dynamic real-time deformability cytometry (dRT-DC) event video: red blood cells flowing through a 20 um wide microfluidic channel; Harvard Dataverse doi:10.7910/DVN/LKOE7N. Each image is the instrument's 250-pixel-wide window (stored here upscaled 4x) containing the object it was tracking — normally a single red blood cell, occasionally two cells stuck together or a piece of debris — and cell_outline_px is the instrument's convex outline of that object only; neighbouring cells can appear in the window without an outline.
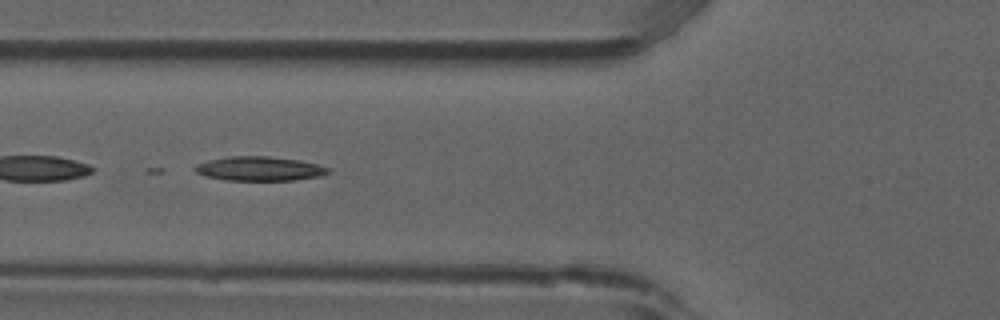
{"species": "common noctule bat (a hibernating species)", "species_latin": "Nyctalus noctula", "temperature_condition": "room temperature", "stored_images_in_passage": 6, "camera_frame_rate_fps": 3000, "um_per_image_px": 0.085, "animal": {"sex": "male", "forearm_length_mm": 52.5}, "frame": {"image": 1, "passage_image": 6, "time_ms": 1.667, "image_size_px": [1000, 320], "cell_outline_px": [[332, 168], [328, 172], [316, 176], [296, 180], [224, 180], [204, 176], [196, 172], [192, 168], [196, 164], [208, 160], [228, 156], [268, 156], [300, 160]], "centroid_in_image_um": [21.99, 14.33], "position_along_channel_um": 103.8, "area_um2": 18.84}}